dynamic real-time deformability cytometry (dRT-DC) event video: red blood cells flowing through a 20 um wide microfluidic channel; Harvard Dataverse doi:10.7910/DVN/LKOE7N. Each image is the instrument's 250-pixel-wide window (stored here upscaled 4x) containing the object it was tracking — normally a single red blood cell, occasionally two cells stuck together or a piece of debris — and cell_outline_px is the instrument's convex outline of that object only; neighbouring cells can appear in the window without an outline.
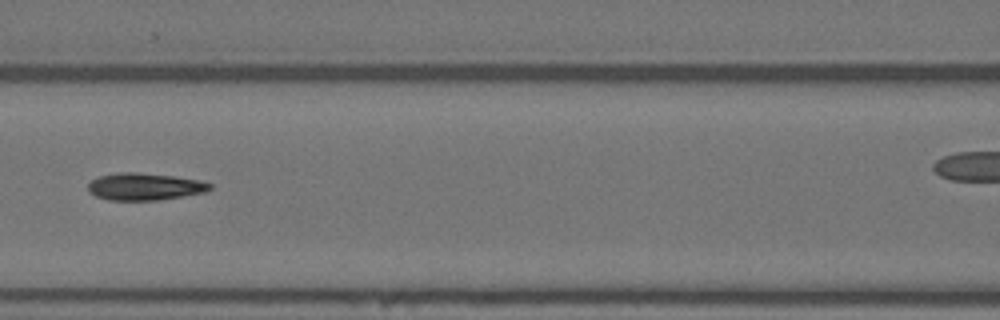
{"species": "Egyptian fruit bat (a non-hibernating species)", "species_latin": "Rousettus aegyptiacus", "temperature_condition": "warm", "stored_images_in_passage": 16, "camera_frame_rate_fps": 3000, "um_per_image_px": 0.085, "animal": {"sex": "female"}, "frame": {"image": 1, "passage_image": 6, "time_ms": 6.0, "image_size_px": [1000, 320], "cell_outline_px": [[212, 188], [204, 192], [156, 200], [108, 200], [96, 196], [88, 192], [88, 184], [92, 180], [100, 176], [120, 172], [136, 172], [172, 176], [200, 180], [212, 184]], "centroid_in_image_um": [12.27, 15.86], "position_along_channel_um": 154.3, "area_um2": 19.07}}
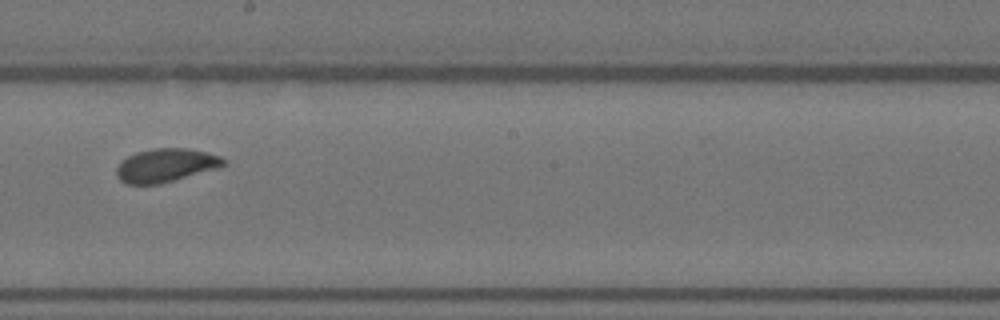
{"frame": {"image": 2, "passage_image": 9, "time_ms": 10.333, "image_size_px": [1000, 320], "cell_outline_px": [[228, 164], [216, 168], [160, 184], [124, 184], [116, 176], [116, 168], [120, 160], [136, 152], [152, 148], [184, 148], [204, 152], [220, 156], [228, 160]], "centroid_in_image_um": [14.05, 14.05], "position_along_channel_um": 234.1, "area_um2": 20.92}}
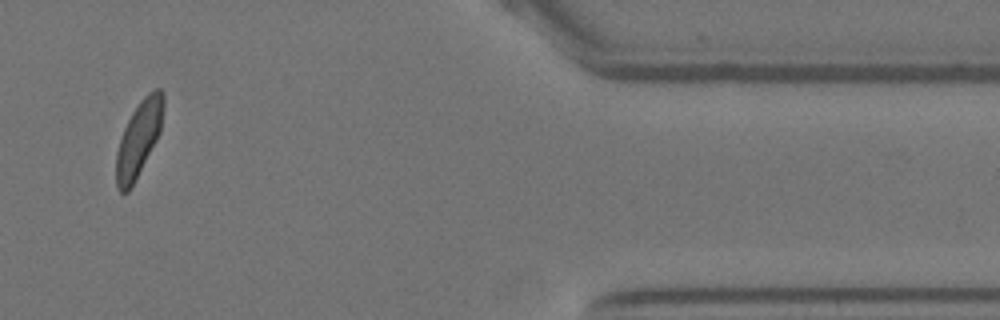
{"frame": {"image": 3, "passage_image": 14, "time_ms": 16.333, "image_size_px": [1000, 320], "cell_outline_px": [[164, 108], [160, 132], [156, 140], [128, 192], [120, 192], [116, 188], [116, 152], [124, 128], [132, 112], [140, 100], [148, 92], [156, 88], [160, 88], [164, 92]], "centroid_in_image_um": [11.8, 11.74], "position_along_channel_um": 399.6, "area_um2": 20.52}, "authors_computed_cell_mechanics": {"area_um2": 21.097, "velocity_mm_per_s": 3.4703, "shape_relaxation_time_tau1_ms": 5.1036, "shape_relaxation_time_tau2_ms": 0.5122, "deformation_change_tau1": 0.1994, "deformation_change_tau2": 0.0448}}